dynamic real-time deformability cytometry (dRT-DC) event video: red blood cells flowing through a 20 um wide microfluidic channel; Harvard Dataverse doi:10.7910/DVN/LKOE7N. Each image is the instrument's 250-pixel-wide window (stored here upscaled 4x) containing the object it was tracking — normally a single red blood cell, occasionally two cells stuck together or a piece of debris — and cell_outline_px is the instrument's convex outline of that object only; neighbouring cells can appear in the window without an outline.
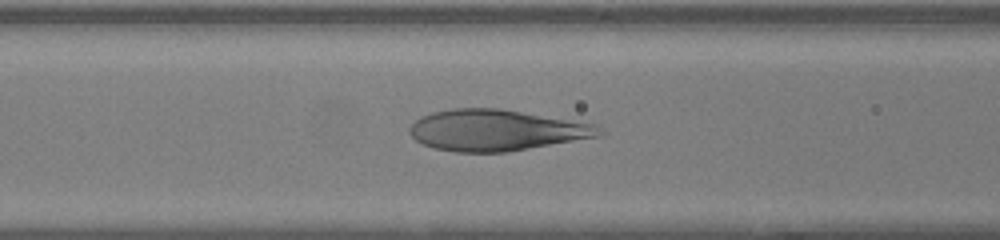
{"species": "human", "species_latin": "Homo sapiens", "temperature_condition": "warm", "stored_images_in_passage": 46, "camera_frame_rate_fps": 3000, "um_per_image_px": 0.085, "donor": {"sex": "female"}, "frame": {"image": 1, "passage_image": 17, "time_ms": 5.333, "image_size_px": [1000, 240], "cell_outline_px": [[608, 132], [600, 136], [508, 152], [456, 152], [436, 148], [424, 144], [416, 140], [408, 132], [408, 128], [420, 116], [432, 112], [452, 108], [500, 108], [596, 124]], "centroid_in_image_um": [42.21, 11.06], "position_along_channel_um": 124.4, "area_um2": 45.6}}
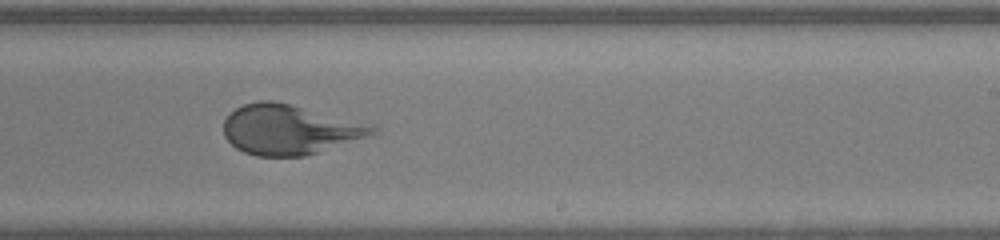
{"frame": {"image": 2, "passage_image": 27, "time_ms": 8.667, "image_size_px": [1000, 240], "cell_outline_px": [[376, 132], [304, 156], [256, 156], [244, 152], [236, 148], [224, 136], [224, 120], [236, 108], [244, 104], [260, 100], [272, 100], [376, 124]], "centroid_in_image_um": [24.58, 10.99], "position_along_channel_um": 264.4, "area_um2": 42.71}}
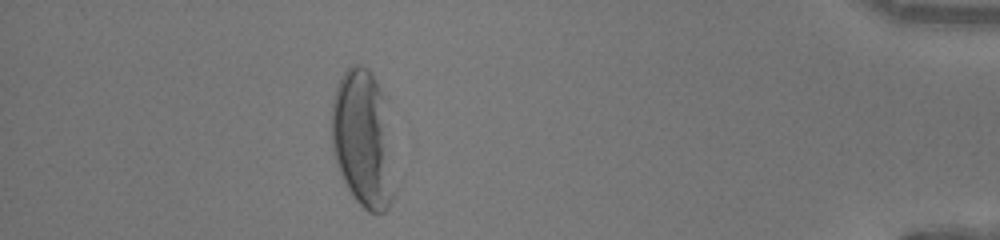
{"frame": {"image": 3, "passage_image": 41, "time_ms": 13.333, "image_size_px": [1000, 240], "cell_outline_px": [[392, 200], [388, 208], [384, 212], [368, 212], [352, 196], [340, 172], [332, 148], [332, 104], [336, 88], [344, 72], [352, 64], [360, 64], [368, 68], [380, 88], [384, 96], [392, 192]], "centroid_in_image_um": [30.79, 11.79], "position_along_channel_um": 404.4, "area_um2": 48.67}}